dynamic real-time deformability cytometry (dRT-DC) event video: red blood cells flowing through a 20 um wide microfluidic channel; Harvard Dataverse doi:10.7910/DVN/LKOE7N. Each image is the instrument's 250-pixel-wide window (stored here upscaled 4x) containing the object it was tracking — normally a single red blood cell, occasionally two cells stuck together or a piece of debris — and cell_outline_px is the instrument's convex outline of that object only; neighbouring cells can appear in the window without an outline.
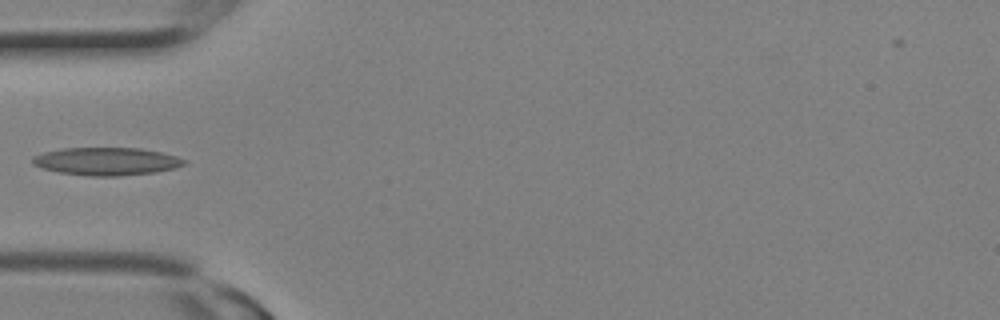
{"species": "Egyptian fruit bat (a non-hibernating species)", "species_latin": "Rousettus aegyptiacus", "temperature_condition": "room temperature", "stored_images_in_passage": 3, "camera_frame_rate_fps": 3000, "um_per_image_px": 0.085, "animal": {"sex": "female"}, "frame": {"image": 1, "passage_image": 3, "time_ms": 0.667, "image_size_px": [1000, 320], "cell_outline_px": [[188, 160], [184, 164], [176, 168], [156, 172], [120, 176], [92, 176], [60, 172], [40, 168], [32, 164], [32, 156], [44, 152], [64, 148], [140, 148], [160, 152], [176, 156]], "centroid_in_image_um": [9.05, 13.71], "position_along_channel_um": 75.9, "area_um2": 24.62}}